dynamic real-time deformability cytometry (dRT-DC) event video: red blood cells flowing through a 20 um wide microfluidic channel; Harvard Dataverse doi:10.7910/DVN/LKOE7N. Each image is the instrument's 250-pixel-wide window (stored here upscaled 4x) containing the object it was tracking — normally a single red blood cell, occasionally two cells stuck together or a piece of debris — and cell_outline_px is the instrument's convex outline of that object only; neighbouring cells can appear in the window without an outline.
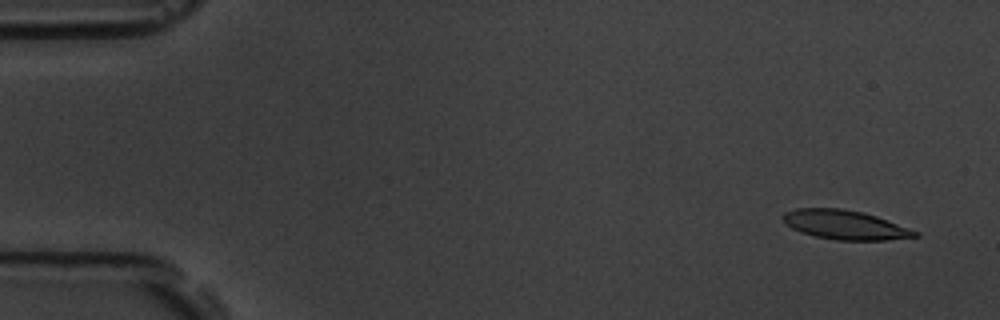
{"species": "common noctule bat (a hibernating species)", "species_latin": "Nyctalus noctula", "temperature_condition": "room temperature", "stored_images_in_passage": 4, "camera_frame_rate_fps": 3000, "um_per_image_px": 0.085, "animal": {"sex": "male", "body_mass_g": 19.5, "forearm_length_mm": 54.6}, "frame": {"image": 1, "passage_image": 1, "time_ms": 0.0, "image_size_px": [1000, 320], "cell_outline_px": [[920, 236], [888, 240], [836, 240], [816, 236], [800, 232], [784, 224], [780, 216], [784, 212], [796, 208], [840, 208], [864, 212], [876, 216], [920, 232]], "centroid_in_image_um": [71.79, 19.1], "position_along_channel_um": 13.2, "area_um2": 22.66}}